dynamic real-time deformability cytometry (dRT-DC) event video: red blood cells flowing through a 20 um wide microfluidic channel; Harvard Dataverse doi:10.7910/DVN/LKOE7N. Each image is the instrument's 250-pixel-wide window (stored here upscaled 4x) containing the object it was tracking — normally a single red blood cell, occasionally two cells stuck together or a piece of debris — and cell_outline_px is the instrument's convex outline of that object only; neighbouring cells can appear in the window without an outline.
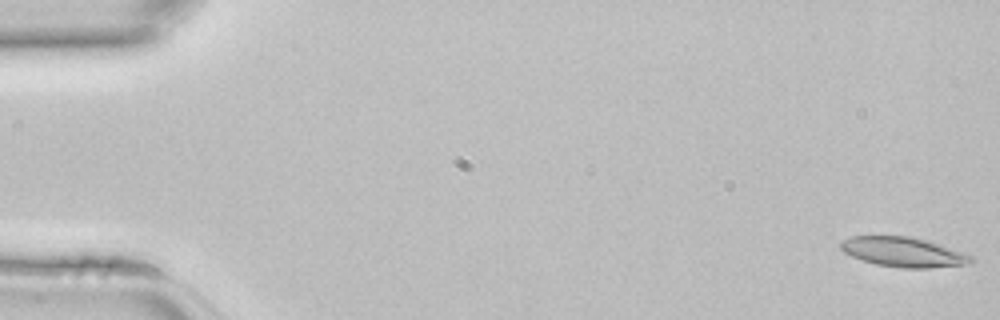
{"species": "common noctule bat (a hibernating species)", "species_latin": "Nyctalus noctula", "temperature_condition": "room temperature", "stored_images_in_passage": 45, "camera_frame_rate_fps": 3000, "um_per_image_px": 0.085, "animal": {"sex": "female", "body_mass_g": 22.7, "forearm_length_mm": 54.2}, "frame": {"image": 1, "passage_image": 1, "time_ms": 0.0, "image_size_px": [1000, 320], "cell_outline_px": [[976, 260], [972, 264], [928, 268], [900, 268], [876, 264], [852, 256], [844, 252], [840, 248], [840, 244], [844, 240], [852, 236], [908, 236], [924, 240], [972, 256]], "centroid_in_image_um": [76.79, 21.44], "position_along_channel_um": 8.2, "area_um2": 22.25}}
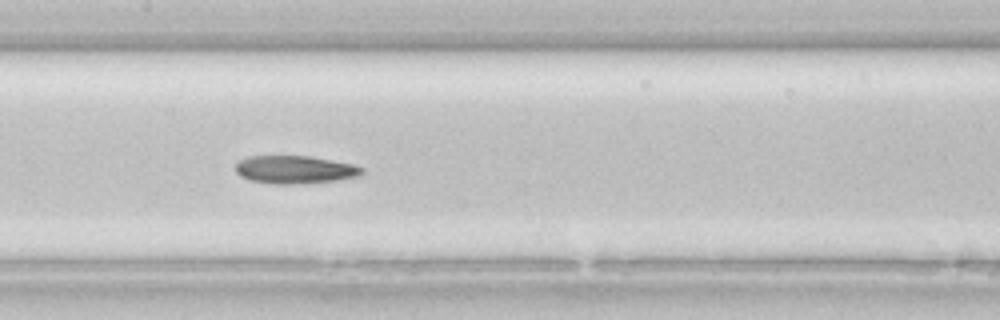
{"frame": {"image": 2, "passage_image": 22, "time_ms": 7.0, "image_size_px": [1000, 320], "cell_outline_px": [[364, 172], [360, 176], [336, 180], [292, 184], [276, 184], [252, 180], [240, 176], [236, 172], [236, 164], [240, 160], [248, 156], [312, 156], [352, 164], [364, 168]], "centroid_in_image_um": [25.08, 14.41], "position_along_channel_um": 182.3, "area_um2": 20.46}}
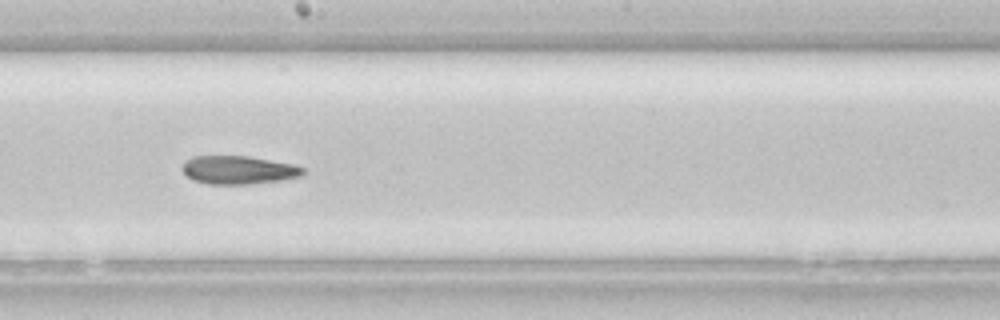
{"frame": {"image": 3, "passage_image": 25, "time_ms": 8.0, "image_size_px": [1000, 320], "cell_outline_px": [[308, 172], [304, 176], [280, 180], [248, 184], [208, 184], [192, 180], [180, 168], [184, 160], [192, 156], [248, 156], [292, 164], [304, 168]], "centroid_in_image_um": [20.26, 14.44], "position_along_channel_um": 227.9, "area_um2": 20.11}}